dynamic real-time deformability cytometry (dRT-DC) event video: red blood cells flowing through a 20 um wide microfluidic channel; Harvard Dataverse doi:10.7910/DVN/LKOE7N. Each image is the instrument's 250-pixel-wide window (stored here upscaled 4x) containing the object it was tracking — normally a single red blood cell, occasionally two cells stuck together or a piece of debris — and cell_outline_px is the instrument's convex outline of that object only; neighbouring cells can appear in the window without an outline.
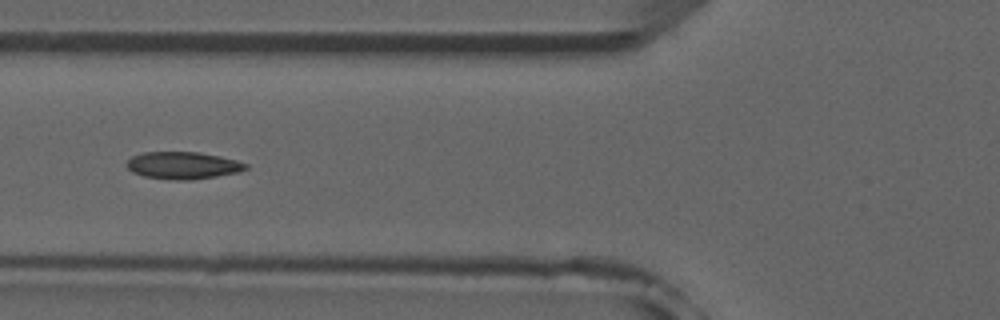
{"species": "common noctule bat (a hibernating species)", "species_latin": "Nyctalus noctula", "temperature_condition": "room temperature", "stored_images_in_passage": 6, "camera_frame_rate_fps": 3000, "um_per_image_px": 0.085, "animal": {"sex": "male", "forearm_length_mm": 52.5}, "frame": {"image": 1, "passage_image": 6, "time_ms": 5.667, "image_size_px": [1000, 320], "cell_outline_px": [[248, 168], [240, 172], [192, 180], [172, 180], [144, 176], [132, 172], [128, 168], [128, 160], [132, 156], [144, 152], [200, 152], [220, 156], [236, 160], [248, 164]], "centroid_in_image_um": [15.58, 14.06], "position_along_channel_um": 110.2, "area_um2": 18.9}}